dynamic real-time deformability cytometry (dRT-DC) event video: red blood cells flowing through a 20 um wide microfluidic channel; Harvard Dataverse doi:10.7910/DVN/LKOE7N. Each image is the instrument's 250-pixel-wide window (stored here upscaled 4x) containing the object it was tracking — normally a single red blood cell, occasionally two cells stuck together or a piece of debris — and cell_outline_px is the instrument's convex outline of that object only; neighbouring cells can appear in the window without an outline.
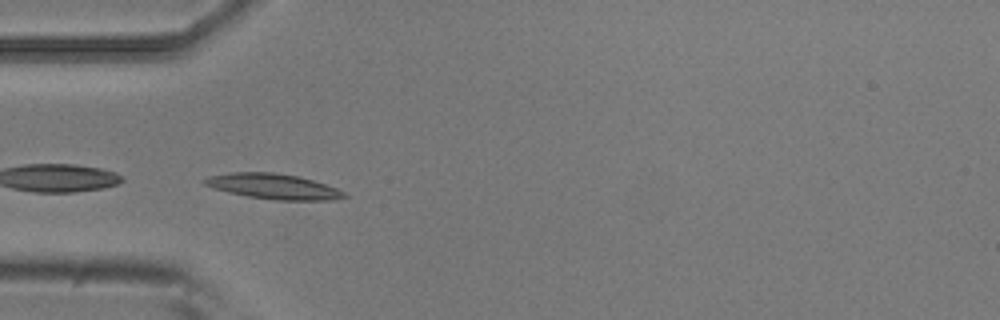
{"species": "common noctule bat (a hibernating species)", "species_latin": "Nyctalus noctula", "temperature_condition": "room temperature", "stored_images_in_passage": 4, "camera_frame_rate_fps": 3000, "um_per_image_px": 0.085, "animal": {"sex": "male", "body_mass_g": 20.5, "forearm_length_mm": 52.5}, "frame": {"image": 1, "passage_image": 3, "time_ms": 0.667, "image_size_px": [1000, 320], "cell_outline_px": [[348, 196], [332, 200], [276, 200], [248, 196], [228, 192], [212, 188], [204, 184], [200, 180], [208, 176], [232, 172], [272, 172], [296, 176], [312, 180], [336, 188], [344, 192]], "centroid_in_image_um": [23.18, 15.84], "position_along_channel_um": 61.8, "area_um2": 20.46}}